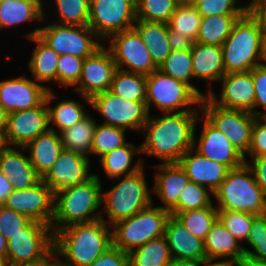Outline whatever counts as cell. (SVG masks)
<instances>
[{"instance_id":"1","label":"cell","mask_w":266,"mask_h":266,"mask_svg":"<svg viewBox=\"0 0 266 266\" xmlns=\"http://www.w3.org/2000/svg\"><path fill=\"white\" fill-rule=\"evenodd\" d=\"M200 111L163 113L151 116L141 132L145 137L141 143V155L160 159L162 164L179 163L181 157L193 148L194 132Z\"/></svg>"},{"instance_id":"2","label":"cell","mask_w":266,"mask_h":266,"mask_svg":"<svg viewBox=\"0 0 266 266\" xmlns=\"http://www.w3.org/2000/svg\"><path fill=\"white\" fill-rule=\"evenodd\" d=\"M112 246V228L102 219L75 223L54 233L55 253L71 266H90Z\"/></svg>"},{"instance_id":"3","label":"cell","mask_w":266,"mask_h":266,"mask_svg":"<svg viewBox=\"0 0 266 266\" xmlns=\"http://www.w3.org/2000/svg\"><path fill=\"white\" fill-rule=\"evenodd\" d=\"M102 184L99 174L95 173L84 183L68 186L54 193L51 224L53 234L71 224L101 219Z\"/></svg>"},{"instance_id":"4","label":"cell","mask_w":266,"mask_h":266,"mask_svg":"<svg viewBox=\"0 0 266 266\" xmlns=\"http://www.w3.org/2000/svg\"><path fill=\"white\" fill-rule=\"evenodd\" d=\"M145 167L131 175L118 177L111 189L102 190L101 219L109 226L130 218L153 203L152 190L147 185ZM103 214L107 215L104 219Z\"/></svg>"},{"instance_id":"5","label":"cell","mask_w":266,"mask_h":266,"mask_svg":"<svg viewBox=\"0 0 266 266\" xmlns=\"http://www.w3.org/2000/svg\"><path fill=\"white\" fill-rule=\"evenodd\" d=\"M213 197L216 199L214 205L218 210L266 214V195L255 181L246 162L228 170L226 178L213 192Z\"/></svg>"},{"instance_id":"6","label":"cell","mask_w":266,"mask_h":266,"mask_svg":"<svg viewBox=\"0 0 266 266\" xmlns=\"http://www.w3.org/2000/svg\"><path fill=\"white\" fill-rule=\"evenodd\" d=\"M262 31L246 12L222 45L225 72H249L259 65Z\"/></svg>"},{"instance_id":"7","label":"cell","mask_w":266,"mask_h":266,"mask_svg":"<svg viewBox=\"0 0 266 266\" xmlns=\"http://www.w3.org/2000/svg\"><path fill=\"white\" fill-rule=\"evenodd\" d=\"M170 215V211L155 206L153 201L147 208L111 226L112 245L129 254L148 241L165 236Z\"/></svg>"},{"instance_id":"8","label":"cell","mask_w":266,"mask_h":266,"mask_svg":"<svg viewBox=\"0 0 266 266\" xmlns=\"http://www.w3.org/2000/svg\"><path fill=\"white\" fill-rule=\"evenodd\" d=\"M200 101L201 98L187 84L158 69L146 76V106L149 114L151 106H156L161 113L199 111Z\"/></svg>"},{"instance_id":"9","label":"cell","mask_w":266,"mask_h":266,"mask_svg":"<svg viewBox=\"0 0 266 266\" xmlns=\"http://www.w3.org/2000/svg\"><path fill=\"white\" fill-rule=\"evenodd\" d=\"M34 36H39L59 55L70 54L83 59L105 44L89 26L64 25L53 21L47 26L35 27L25 37L29 39Z\"/></svg>"},{"instance_id":"10","label":"cell","mask_w":266,"mask_h":266,"mask_svg":"<svg viewBox=\"0 0 266 266\" xmlns=\"http://www.w3.org/2000/svg\"><path fill=\"white\" fill-rule=\"evenodd\" d=\"M54 247L51 226L31 220L22 232L7 240L6 266L36 263L46 258Z\"/></svg>"},{"instance_id":"11","label":"cell","mask_w":266,"mask_h":266,"mask_svg":"<svg viewBox=\"0 0 266 266\" xmlns=\"http://www.w3.org/2000/svg\"><path fill=\"white\" fill-rule=\"evenodd\" d=\"M200 112L212 126L227 136L243 156L248 153L255 115L243 110L222 108L207 96L200 101Z\"/></svg>"},{"instance_id":"12","label":"cell","mask_w":266,"mask_h":266,"mask_svg":"<svg viewBox=\"0 0 266 266\" xmlns=\"http://www.w3.org/2000/svg\"><path fill=\"white\" fill-rule=\"evenodd\" d=\"M90 107L103 118L102 124L125 130L141 132L149 117L146 101L126 100L110 90L93 95Z\"/></svg>"},{"instance_id":"13","label":"cell","mask_w":266,"mask_h":266,"mask_svg":"<svg viewBox=\"0 0 266 266\" xmlns=\"http://www.w3.org/2000/svg\"><path fill=\"white\" fill-rule=\"evenodd\" d=\"M136 20V0H90L88 26L102 42L133 28Z\"/></svg>"},{"instance_id":"14","label":"cell","mask_w":266,"mask_h":266,"mask_svg":"<svg viewBox=\"0 0 266 266\" xmlns=\"http://www.w3.org/2000/svg\"><path fill=\"white\" fill-rule=\"evenodd\" d=\"M105 42L117 69L145 76L158 69L148 47L134 27L111 35Z\"/></svg>"},{"instance_id":"15","label":"cell","mask_w":266,"mask_h":266,"mask_svg":"<svg viewBox=\"0 0 266 266\" xmlns=\"http://www.w3.org/2000/svg\"><path fill=\"white\" fill-rule=\"evenodd\" d=\"M117 65L110 50L102 45L83 61L78 84L73 89L90 106V98L110 90Z\"/></svg>"},{"instance_id":"16","label":"cell","mask_w":266,"mask_h":266,"mask_svg":"<svg viewBox=\"0 0 266 266\" xmlns=\"http://www.w3.org/2000/svg\"><path fill=\"white\" fill-rule=\"evenodd\" d=\"M48 129V106L44 100L35 108L8 113L2 143L8 146L25 147Z\"/></svg>"},{"instance_id":"17","label":"cell","mask_w":266,"mask_h":266,"mask_svg":"<svg viewBox=\"0 0 266 266\" xmlns=\"http://www.w3.org/2000/svg\"><path fill=\"white\" fill-rule=\"evenodd\" d=\"M2 205L28 216L31 220L51 226L54 215V192L40 180L31 188L13 190Z\"/></svg>"},{"instance_id":"18","label":"cell","mask_w":266,"mask_h":266,"mask_svg":"<svg viewBox=\"0 0 266 266\" xmlns=\"http://www.w3.org/2000/svg\"><path fill=\"white\" fill-rule=\"evenodd\" d=\"M219 82H222L219 97L215 94L211 82L207 83L206 94L213 103L222 108L243 110L254 115L255 89L250 71L227 73Z\"/></svg>"},{"instance_id":"19","label":"cell","mask_w":266,"mask_h":266,"mask_svg":"<svg viewBox=\"0 0 266 266\" xmlns=\"http://www.w3.org/2000/svg\"><path fill=\"white\" fill-rule=\"evenodd\" d=\"M201 119V120H200ZM203 119V120H202ZM202 130L197 140L194 132L193 149L200 155L234 169L245 163V157L221 131L212 126L202 115Z\"/></svg>"},{"instance_id":"20","label":"cell","mask_w":266,"mask_h":266,"mask_svg":"<svg viewBox=\"0 0 266 266\" xmlns=\"http://www.w3.org/2000/svg\"><path fill=\"white\" fill-rule=\"evenodd\" d=\"M51 87L26 76L0 82V106L7 112L22 111L39 106Z\"/></svg>"},{"instance_id":"21","label":"cell","mask_w":266,"mask_h":266,"mask_svg":"<svg viewBox=\"0 0 266 266\" xmlns=\"http://www.w3.org/2000/svg\"><path fill=\"white\" fill-rule=\"evenodd\" d=\"M90 163V157L64 149L41 180L54 193L65 187L84 183L95 175L90 171Z\"/></svg>"},{"instance_id":"22","label":"cell","mask_w":266,"mask_h":266,"mask_svg":"<svg viewBox=\"0 0 266 266\" xmlns=\"http://www.w3.org/2000/svg\"><path fill=\"white\" fill-rule=\"evenodd\" d=\"M25 150L24 147L4 144L0 147V171L8 177L13 190L31 188L41 180Z\"/></svg>"},{"instance_id":"23","label":"cell","mask_w":266,"mask_h":266,"mask_svg":"<svg viewBox=\"0 0 266 266\" xmlns=\"http://www.w3.org/2000/svg\"><path fill=\"white\" fill-rule=\"evenodd\" d=\"M165 237L172 258L199 263L206 258L204 240L194 236L174 215L168 217Z\"/></svg>"},{"instance_id":"24","label":"cell","mask_w":266,"mask_h":266,"mask_svg":"<svg viewBox=\"0 0 266 266\" xmlns=\"http://www.w3.org/2000/svg\"><path fill=\"white\" fill-rule=\"evenodd\" d=\"M152 193L163 202V209L170 211L177 203L180 192L186 187L190 179L179 163L157 164Z\"/></svg>"},{"instance_id":"25","label":"cell","mask_w":266,"mask_h":266,"mask_svg":"<svg viewBox=\"0 0 266 266\" xmlns=\"http://www.w3.org/2000/svg\"><path fill=\"white\" fill-rule=\"evenodd\" d=\"M179 165L184 169L190 181L205 186L212 192L226 178L229 170L225 165L200 155L193 148L181 157Z\"/></svg>"},{"instance_id":"26","label":"cell","mask_w":266,"mask_h":266,"mask_svg":"<svg viewBox=\"0 0 266 266\" xmlns=\"http://www.w3.org/2000/svg\"><path fill=\"white\" fill-rule=\"evenodd\" d=\"M206 258L228 259L237 264L245 257L243 245L217 219L204 240Z\"/></svg>"},{"instance_id":"27","label":"cell","mask_w":266,"mask_h":266,"mask_svg":"<svg viewBox=\"0 0 266 266\" xmlns=\"http://www.w3.org/2000/svg\"><path fill=\"white\" fill-rule=\"evenodd\" d=\"M24 148L29 149V160L41 178L64 150L60 134L51 129L33 139Z\"/></svg>"},{"instance_id":"28","label":"cell","mask_w":266,"mask_h":266,"mask_svg":"<svg viewBox=\"0 0 266 266\" xmlns=\"http://www.w3.org/2000/svg\"><path fill=\"white\" fill-rule=\"evenodd\" d=\"M191 54L194 78L216 82L226 74L222 46L194 42Z\"/></svg>"},{"instance_id":"29","label":"cell","mask_w":266,"mask_h":266,"mask_svg":"<svg viewBox=\"0 0 266 266\" xmlns=\"http://www.w3.org/2000/svg\"><path fill=\"white\" fill-rule=\"evenodd\" d=\"M45 0H2L0 2V29L16 27L31 21L45 20Z\"/></svg>"},{"instance_id":"30","label":"cell","mask_w":266,"mask_h":266,"mask_svg":"<svg viewBox=\"0 0 266 266\" xmlns=\"http://www.w3.org/2000/svg\"><path fill=\"white\" fill-rule=\"evenodd\" d=\"M137 154H141V145L138 147L134 143L127 142L125 145L103 155L99 159V163L107 177L115 180V178L136 173L145 166L141 157L135 161L134 165L131 164L134 155Z\"/></svg>"},{"instance_id":"31","label":"cell","mask_w":266,"mask_h":266,"mask_svg":"<svg viewBox=\"0 0 266 266\" xmlns=\"http://www.w3.org/2000/svg\"><path fill=\"white\" fill-rule=\"evenodd\" d=\"M57 97L51 89L47 91L45 100L48 106L49 129L60 133L82 120L88 114V111H86L82 102L71 99L59 100L55 106L51 107L52 104L50 103L54 102L53 99Z\"/></svg>"},{"instance_id":"32","label":"cell","mask_w":266,"mask_h":266,"mask_svg":"<svg viewBox=\"0 0 266 266\" xmlns=\"http://www.w3.org/2000/svg\"><path fill=\"white\" fill-rule=\"evenodd\" d=\"M168 23L136 20L134 28L148 47L154 65L159 66L172 51L168 42Z\"/></svg>"},{"instance_id":"33","label":"cell","mask_w":266,"mask_h":266,"mask_svg":"<svg viewBox=\"0 0 266 266\" xmlns=\"http://www.w3.org/2000/svg\"><path fill=\"white\" fill-rule=\"evenodd\" d=\"M36 46L32 50L31 59L28 62L29 71L36 82L44 83L56 82L57 64L59 54H57L46 42L39 36L29 38Z\"/></svg>"},{"instance_id":"34","label":"cell","mask_w":266,"mask_h":266,"mask_svg":"<svg viewBox=\"0 0 266 266\" xmlns=\"http://www.w3.org/2000/svg\"><path fill=\"white\" fill-rule=\"evenodd\" d=\"M97 121L87 114L72 127L60 132L62 145L65 150L73 151L84 157H89Z\"/></svg>"},{"instance_id":"35","label":"cell","mask_w":266,"mask_h":266,"mask_svg":"<svg viewBox=\"0 0 266 266\" xmlns=\"http://www.w3.org/2000/svg\"><path fill=\"white\" fill-rule=\"evenodd\" d=\"M243 15H214L202 17L196 42L222 46L231 34L235 23Z\"/></svg>"},{"instance_id":"36","label":"cell","mask_w":266,"mask_h":266,"mask_svg":"<svg viewBox=\"0 0 266 266\" xmlns=\"http://www.w3.org/2000/svg\"><path fill=\"white\" fill-rule=\"evenodd\" d=\"M158 70L187 84L201 99L207 96L190 81L194 77L191 49L172 50Z\"/></svg>"},{"instance_id":"37","label":"cell","mask_w":266,"mask_h":266,"mask_svg":"<svg viewBox=\"0 0 266 266\" xmlns=\"http://www.w3.org/2000/svg\"><path fill=\"white\" fill-rule=\"evenodd\" d=\"M171 258L165 236L152 239L129 253L130 266H166Z\"/></svg>"},{"instance_id":"38","label":"cell","mask_w":266,"mask_h":266,"mask_svg":"<svg viewBox=\"0 0 266 266\" xmlns=\"http://www.w3.org/2000/svg\"><path fill=\"white\" fill-rule=\"evenodd\" d=\"M110 91L132 101H146V76L117 69Z\"/></svg>"},{"instance_id":"39","label":"cell","mask_w":266,"mask_h":266,"mask_svg":"<svg viewBox=\"0 0 266 266\" xmlns=\"http://www.w3.org/2000/svg\"><path fill=\"white\" fill-rule=\"evenodd\" d=\"M196 237L205 240L207 233L218 219V209L210 205L185 212H170Z\"/></svg>"},{"instance_id":"40","label":"cell","mask_w":266,"mask_h":266,"mask_svg":"<svg viewBox=\"0 0 266 266\" xmlns=\"http://www.w3.org/2000/svg\"><path fill=\"white\" fill-rule=\"evenodd\" d=\"M201 20L202 16L192 3L180 2L170 17L168 26L196 42Z\"/></svg>"},{"instance_id":"41","label":"cell","mask_w":266,"mask_h":266,"mask_svg":"<svg viewBox=\"0 0 266 266\" xmlns=\"http://www.w3.org/2000/svg\"><path fill=\"white\" fill-rule=\"evenodd\" d=\"M126 132L127 130L123 128L97 123L91 154L98 155V158H101L110 151L125 145L127 143Z\"/></svg>"},{"instance_id":"42","label":"cell","mask_w":266,"mask_h":266,"mask_svg":"<svg viewBox=\"0 0 266 266\" xmlns=\"http://www.w3.org/2000/svg\"><path fill=\"white\" fill-rule=\"evenodd\" d=\"M55 1V2H54ZM58 21L53 23L88 26L90 0H53Z\"/></svg>"},{"instance_id":"43","label":"cell","mask_w":266,"mask_h":266,"mask_svg":"<svg viewBox=\"0 0 266 266\" xmlns=\"http://www.w3.org/2000/svg\"><path fill=\"white\" fill-rule=\"evenodd\" d=\"M180 0H136V17L148 22L168 23Z\"/></svg>"},{"instance_id":"44","label":"cell","mask_w":266,"mask_h":266,"mask_svg":"<svg viewBox=\"0 0 266 266\" xmlns=\"http://www.w3.org/2000/svg\"><path fill=\"white\" fill-rule=\"evenodd\" d=\"M210 194L213 196V192L209 188L189 181L180 192L178 203L170 212H185L214 205L213 197Z\"/></svg>"},{"instance_id":"45","label":"cell","mask_w":266,"mask_h":266,"mask_svg":"<svg viewBox=\"0 0 266 266\" xmlns=\"http://www.w3.org/2000/svg\"><path fill=\"white\" fill-rule=\"evenodd\" d=\"M257 215L252 213L218 210V220L240 242L247 241L252 226V221Z\"/></svg>"},{"instance_id":"46","label":"cell","mask_w":266,"mask_h":266,"mask_svg":"<svg viewBox=\"0 0 266 266\" xmlns=\"http://www.w3.org/2000/svg\"><path fill=\"white\" fill-rule=\"evenodd\" d=\"M246 243L250 248L243 246L245 256L266 261V214L257 215L253 219Z\"/></svg>"},{"instance_id":"47","label":"cell","mask_w":266,"mask_h":266,"mask_svg":"<svg viewBox=\"0 0 266 266\" xmlns=\"http://www.w3.org/2000/svg\"><path fill=\"white\" fill-rule=\"evenodd\" d=\"M241 0H195L193 6L202 17L214 15H244L246 4L239 5Z\"/></svg>"},{"instance_id":"48","label":"cell","mask_w":266,"mask_h":266,"mask_svg":"<svg viewBox=\"0 0 266 266\" xmlns=\"http://www.w3.org/2000/svg\"><path fill=\"white\" fill-rule=\"evenodd\" d=\"M83 58L70 54L59 55L57 64L56 83L67 91L71 86L75 87L80 79Z\"/></svg>"},{"instance_id":"49","label":"cell","mask_w":266,"mask_h":266,"mask_svg":"<svg viewBox=\"0 0 266 266\" xmlns=\"http://www.w3.org/2000/svg\"><path fill=\"white\" fill-rule=\"evenodd\" d=\"M30 221L28 216L0 205V232L7 240L10 236L22 232Z\"/></svg>"},{"instance_id":"50","label":"cell","mask_w":266,"mask_h":266,"mask_svg":"<svg viewBox=\"0 0 266 266\" xmlns=\"http://www.w3.org/2000/svg\"><path fill=\"white\" fill-rule=\"evenodd\" d=\"M250 72L252 73L255 89L254 115L256 117H266V68L258 65ZM260 107H262L264 111L260 110V112L256 110Z\"/></svg>"},{"instance_id":"51","label":"cell","mask_w":266,"mask_h":266,"mask_svg":"<svg viewBox=\"0 0 266 266\" xmlns=\"http://www.w3.org/2000/svg\"><path fill=\"white\" fill-rule=\"evenodd\" d=\"M266 155V118L255 117L252 128L251 145L248 153L244 156L260 157Z\"/></svg>"},{"instance_id":"52","label":"cell","mask_w":266,"mask_h":266,"mask_svg":"<svg viewBox=\"0 0 266 266\" xmlns=\"http://www.w3.org/2000/svg\"><path fill=\"white\" fill-rule=\"evenodd\" d=\"M90 266H130L129 254L112 245Z\"/></svg>"},{"instance_id":"53","label":"cell","mask_w":266,"mask_h":266,"mask_svg":"<svg viewBox=\"0 0 266 266\" xmlns=\"http://www.w3.org/2000/svg\"><path fill=\"white\" fill-rule=\"evenodd\" d=\"M246 12L258 24L262 33H266V0H251Z\"/></svg>"},{"instance_id":"54","label":"cell","mask_w":266,"mask_h":266,"mask_svg":"<svg viewBox=\"0 0 266 266\" xmlns=\"http://www.w3.org/2000/svg\"><path fill=\"white\" fill-rule=\"evenodd\" d=\"M250 161H245L251 168L255 181L266 195V155L260 157H250Z\"/></svg>"},{"instance_id":"55","label":"cell","mask_w":266,"mask_h":266,"mask_svg":"<svg viewBox=\"0 0 266 266\" xmlns=\"http://www.w3.org/2000/svg\"><path fill=\"white\" fill-rule=\"evenodd\" d=\"M168 42L172 50L192 49L193 41L168 27Z\"/></svg>"},{"instance_id":"56","label":"cell","mask_w":266,"mask_h":266,"mask_svg":"<svg viewBox=\"0 0 266 266\" xmlns=\"http://www.w3.org/2000/svg\"><path fill=\"white\" fill-rule=\"evenodd\" d=\"M12 191L13 187L11 182L8 180V177L0 171V205L4 203Z\"/></svg>"},{"instance_id":"57","label":"cell","mask_w":266,"mask_h":266,"mask_svg":"<svg viewBox=\"0 0 266 266\" xmlns=\"http://www.w3.org/2000/svg\"><path fill=\"white\" fill-rule=\"evenodd\" d=\"M196 266H238V264L236 262H234L232 260H228V259L224 260V259L205 258L201 262L197 263Z\"/></svg>"},{"instance_id":"58","label":"cell","mask_w":266,"mask_h":266,"mask_svg":"<svg viewBox=\"0 0 266 266\" xmlns=\"http://www.w3.org/2000/svg\"><path fill=\"white\" fill-rule=\"evenodd\" d=\"M238 266H266V261H261L249 256H245L238 263Z\"/></svg>"},{"instance_id":"59","label":"cell","mask_w":266,"mask_h":266,"mask_svg":"<svg viewBox=\"0 0 266 266\" xmlns=\"http://www.w3.org/2000/svg\"><path fill=\"white\" fill-rule=\"evenodd\" d=\"M49 266H71L70 264L64 262L53 250L49 254Z\"/></svg>"},{"instance_id":"60","label":"cell","mask_w":266,"mask_h":266,"mask_svg":"<svg viewBox=\"0 0 266 266\" xmlns=\"http://www.w3.org/2000/svg\"><path fill=\"white\" fill-rule=\"evenodd\" d=\"M8 113L0 106V137L2 138L7 127Z\"/></svg>"},{"instance_id":"61","label":"cell","mask_w":266,"mask_h":266,"mask_svg":"<svg viewBox=\"0 0 266 266\" xmlns=\"http://www.w3.org/2000/svg\"><path fill=\"white\" fill-rule=\"evenodd\" d=\"M259 65L266 68V33H262Z\"/></svg>"},{"instance_id":"62","label":"cell","mask_w":266,"mask_h":266,"mask_svg":"<svg viewBox=\"0 0 266 266\" xmlns=\"http://www.w3.org/2000/svg\"><path fill=\"white\" fill-rule=\"evenodd\" d=\"M6 256H7V239L0 232V259L5 262L6 265Z\"/></svg>"},{"instance_id":"63","label":"cell","mask_w":266,"mask_h":266,"mask_svg":"<svg viewBox=\"0 0 266 266\" xmlns=\"http://www.w3.org/2000/svg\"><path fill=\"white\" fill-rule=\"evenodd\" d=\"M197 263L188 260L171 258V260L167 263L166 266H196Z\"/></svg>"},{"instance_id":"64","label":"cell","mask_w":266,"mask_h":266,"mask_svg":"<svg viewBox=\"0 0 266 266\" xmlns=\"http://www.w3.org/2000/svg\"><path fill=\"white\" fill-rule=\"evenodd\" d=\"M20 266H49V255L39 262L24 264V265H20Z\"/></svg>"},{"instance_id":"65","label":"cell","mask_w":266,"mask_h":266,"mask_svg":"<svg viewBox=\"0 0 266 266\" xmlns=\"http://www.w3.org/2000/svg\"><path fill=\"white\" fill-rule=\"evenodd\" d=\"M181 2H185V3H192L195 0H180Z\"/></svg>"},{"instance_id":"66","label":"cell","mask_w":266,"mask_h":266,"mask_svg":"<svg viewBox=\"0 0 266 266\" xmlns=\"http://www.w3.org/2000/svg\"><path fill=\"white\" fill-rule=\"evenodd\" d=\"M0 266H5V262L2 259H0Z\"/></svg>"},{"instance_id":"67","label":"cell","mask_w":266,"mask_h":266,"mask_svg":"<svg viewBox=\"0 0 266 266\" xmlns=\"http://www.w3.org/2000/svg\"><path fill=\"white\" fill-rule=\"evenodd\" d=\"M3 145L2 138L0 137V147Z\"/></svg>"}]
</instances>
